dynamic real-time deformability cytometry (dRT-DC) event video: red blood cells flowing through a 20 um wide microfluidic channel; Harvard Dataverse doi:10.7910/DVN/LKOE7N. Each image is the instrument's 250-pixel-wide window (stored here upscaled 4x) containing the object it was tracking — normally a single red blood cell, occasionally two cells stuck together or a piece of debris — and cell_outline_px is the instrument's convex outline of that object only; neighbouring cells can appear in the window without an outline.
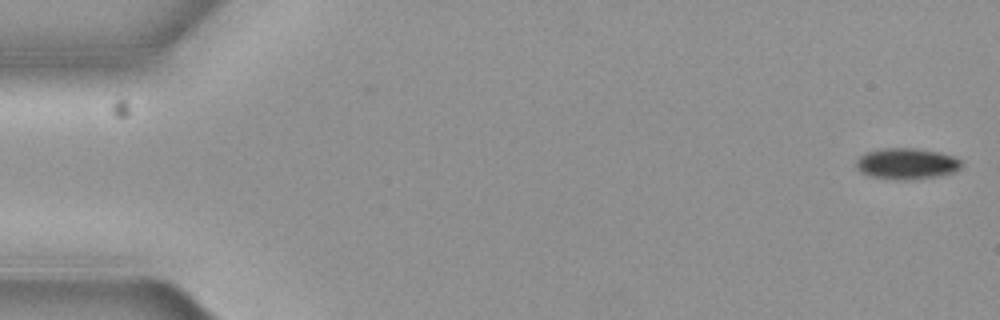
{"species": "common noctule bat (a hibernating species)", "species_latin": "Nyctalus noctula", "temperature_condition": "cold", "stored_images_in_passage": 4, "camera_frame_rate_fps": 3000, "um_per_image_px": 0.085, "animal": {"sex": "female", "body_mass_g": 19.3, "forearm_length_mm": 54.1}, "frame": {"image": 1, "passage_image": 1, "time_ms": 0.0, "image_size_px": [1000, 320], "cell_outline_px": [[964, 164], [956, 172], [944, 176], [916, 180], [884, 180], [868, 176], [860, 172], [856, 168], [856, 160], [860, 156], [868, 152], [888, 148], [912, 148], [936, 152], [952, 156], [960, 160]], "centroid_in_image_um": [77.07, 13.96], "position_along_channel_um": 7.9, "area_um2": 19.54}}